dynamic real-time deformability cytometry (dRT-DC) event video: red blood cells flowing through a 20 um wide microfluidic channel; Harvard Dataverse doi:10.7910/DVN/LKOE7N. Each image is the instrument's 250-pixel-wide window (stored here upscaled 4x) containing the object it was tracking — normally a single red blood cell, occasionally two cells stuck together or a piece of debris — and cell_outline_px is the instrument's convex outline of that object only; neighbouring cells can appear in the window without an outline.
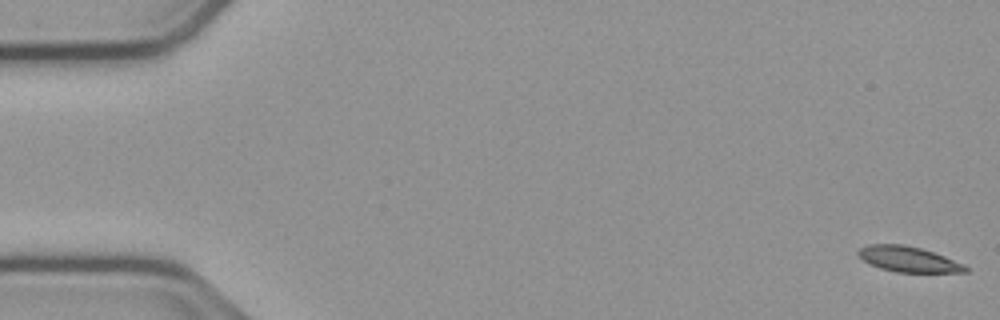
{"species": "common noctule bat (a hibernating species)", "species_latin": "Nyctalus noctula", "temperature_condition": "cold", "stored_images_in_passage": 55, "camera_frame_rate_fps": 3000, "um_per_image_px": 0.085, "animal": {"sex": "male", "body_mass_g": 23.1, "forearm_length_mm": 52.7}, "frame": {"image": 1, "passage_image": 1, "time_ms": 0.0, "image_size_px": [1000, 320], "cell_outline_px": [[968, 272], [896, 272], [880, 268], [864, 260], [856, 252], [860, 248], [868, 244], [904, 244], [920, 248], [944, 256], [964, 264], [968, 268]], "centroid_in_image_um": [77.21, 22.03], "position_along_channel_um": 7.8, "area_um2": 15.72}}
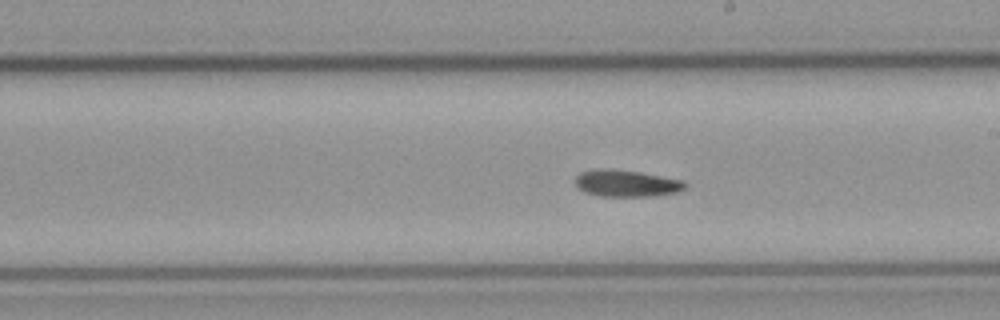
{"frame": {"image": 2, "passage_image": 31, "time_ms": 10.0, "image_size_px": [1000, 320], "cell_outline_px": [[688, 184], [680, 192], [652, 196], [600, 196], [584, 192], [576, 188], [576, 176], [580, 172], [640, 172], [684, 180]], "centroid_in_image_um": [53.35, 15.65], "position_along_channel_um": 235.7, "area_um2": 16.36}}
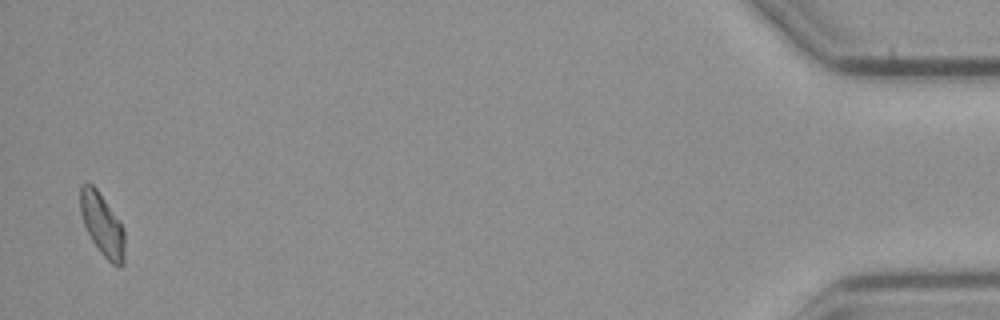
{"frame": {"image": 3, "passage_image": 54, "time_ms": 17.667, "image_size_px": [1000, 320], "cell_outline_px": [[124, 264], [120, 268], [116, 268], [100, 252], [92, 240], [84, 224], [80, 212], [80, 184], [92, 184], [96, 188], [120, 220], [124, 228]], "centroid_in_image_um": [8.71, 19.12], "position_along_channel_um": 426.5, "area_um2": 16.24}}